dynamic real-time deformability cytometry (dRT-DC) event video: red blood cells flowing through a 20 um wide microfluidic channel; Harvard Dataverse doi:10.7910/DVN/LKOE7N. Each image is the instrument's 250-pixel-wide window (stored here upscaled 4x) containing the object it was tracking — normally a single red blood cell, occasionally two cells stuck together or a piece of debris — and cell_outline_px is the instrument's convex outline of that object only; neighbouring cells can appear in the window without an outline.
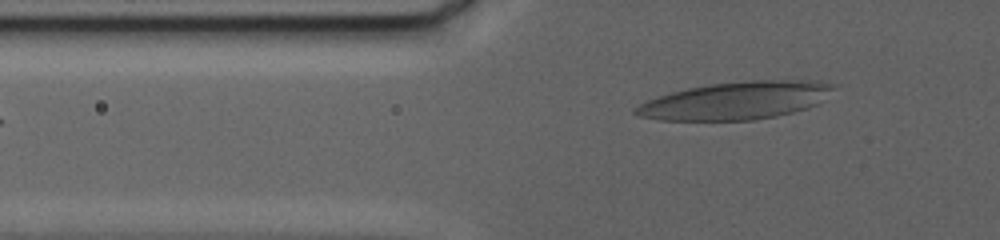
{"species": "human", "species_latin": "Homo sapiens", "temperature_condition": "warm", "stored_images_in_passage": 43, "camera_frame_rate_fps": 3000, "um_per_image_px": 0.085, "donor": {"sex": "female"}, "frame": {"image": 1, "passage_image": 5, "time_ms": 3.333, "image_size_px": [1000, 240], "cell_outline_px": [[836, 88], [816, 104], [808, 108], [776, 116], [756, 120], [660, 120], [636, 116], [632, 112], [640, 104], [648, 100], [672, 92], [688, 88], [712, 84], [752, 80], [824, 80], [836, 84]], "centroid_in_image_um": [62.6, 8.54], "position_along_channel_um": 63.2, "area_um2": 43.41}}
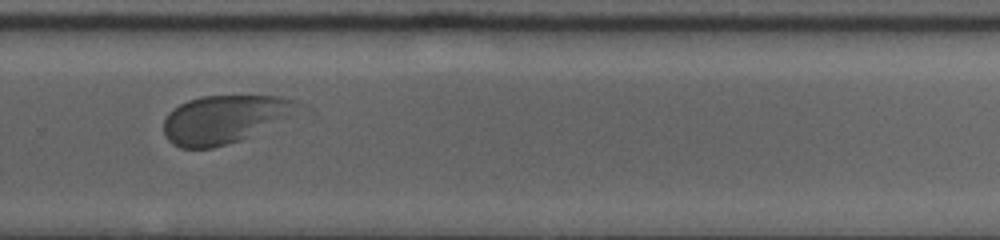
{"frame": {"image": 2, "passage_image": 28, "time_ms": 21.333, "image_size_px": [1000, 240], "cell_outline_px": [[320, 116], [228, 144], [212, 148], [180, 148], [172, 144], [164, 136], [164, 120], [168, 112], [180, 104], [188, 100], [200, 96], [280, 96], [296, 100], [312, 108]], "centroid_in_image_um": [19.6, 10.13], "position_along_channel_um": 310.2, "area_um2": 41.62}}
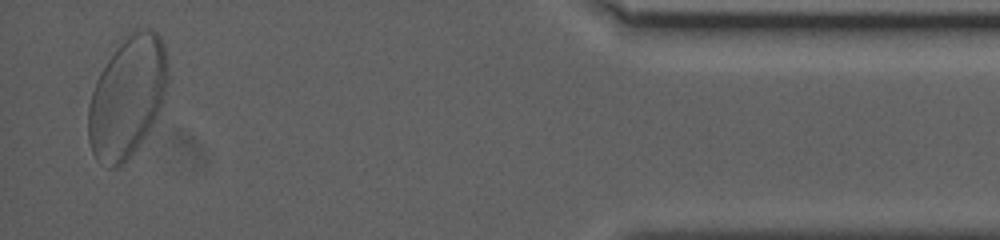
{"frame": {"image": 3, "passage_image": 43, "time_ms": 32.333, "image_size_px": [1000, 240], "cell_outline_px": [[168, 80], [164, 96], [156, 116], [152, 124], [128, 160], [120, 168], [108, 168], [96, 160], [92, 152], [88, 140], [88, 104], [96, 80], [100, 72], [108, 60], [120, 44], [136, 28], [152, 28], [160, 36], [164, 44], [168, 64]], "centroid_in_image_um": [10.81, 8.26], "position_along_channel_um": 424.4, "area_um2": 55.95}}